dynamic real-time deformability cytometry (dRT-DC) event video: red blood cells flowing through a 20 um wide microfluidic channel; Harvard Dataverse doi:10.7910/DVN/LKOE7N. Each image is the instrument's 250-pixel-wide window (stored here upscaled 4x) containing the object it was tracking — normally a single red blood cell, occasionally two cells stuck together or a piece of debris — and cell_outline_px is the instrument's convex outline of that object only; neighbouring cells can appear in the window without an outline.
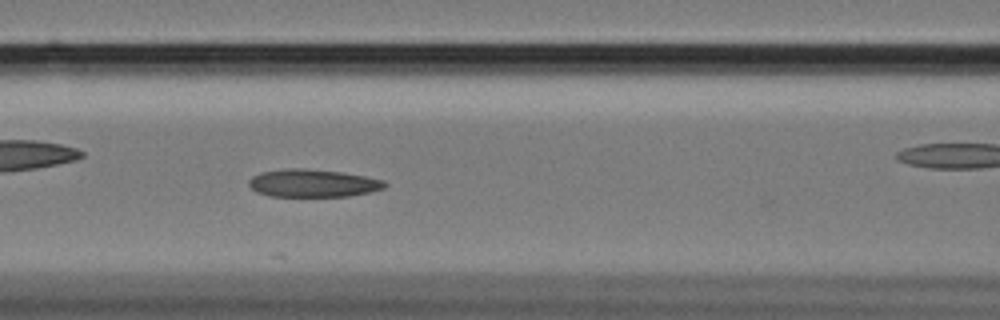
{"species": "Egyptian fruit bat (a non-hibernating species)", "species_latin": "Rousettus aegyptiacus", "temperature_condition": "cold", "stored_images_in_passage": 8, "camera_frame_rate_fps": 3000, "um_per_image_px": 0.085, "animal": {"sex": "female"}, "frame": {"image": 1, "passage_image": 4, "time_ms": 1.0, "image_size_px": [1000, 320], "cell_outline_px": [[388, 184], [384, 188], [368, 192], [348, 196], [268, 196], [256, 192], [248, 184], [248, 180], [252, 176], [260, 172], [288, 168], [304, 168], [340, 172], [364, 176], [384, 180]], "centroid_in_image_um": [26.56, 15.57], "position_along_channel_um": 140.0, "area_um2": 21.96}}